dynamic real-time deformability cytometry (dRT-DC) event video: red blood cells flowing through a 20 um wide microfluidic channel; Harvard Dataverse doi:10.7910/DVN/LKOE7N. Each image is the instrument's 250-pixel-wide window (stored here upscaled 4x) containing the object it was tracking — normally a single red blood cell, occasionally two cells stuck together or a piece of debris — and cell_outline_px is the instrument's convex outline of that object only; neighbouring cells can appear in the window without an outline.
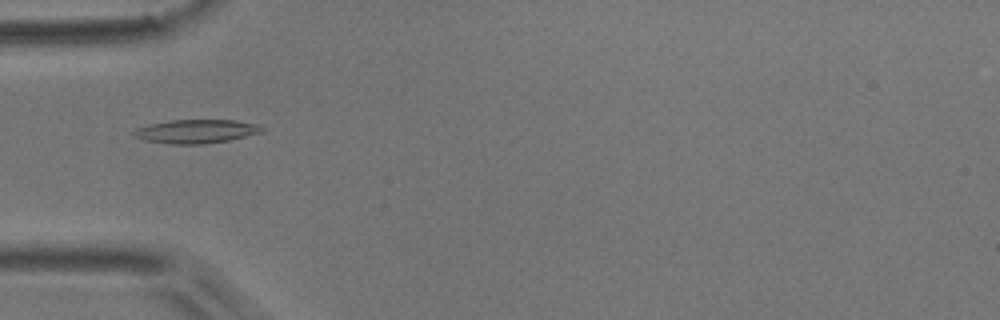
{"species": "common noctule bat (a hibernating species)", "species_latin": "Nyctalus noctula", "temperature_condition": "room temperature", "stored_images_in_passage": 6, "camera_frame_rate_fps": 3000, "um_per_image_px": 0.085, "animal": {"sex": "male", "body_mass_g": 17.9}, "frame": {"image": 1, "passage_image": 4, "time_ms": 1.0, "image_size_px": [1000, 320], "cell_outline_px": [[268, 128], [264, 132], [228, 140], [200, 144], [172, 144], [144, 140], [132, 136], [132, 132], [136, 128], [152, 124], [172, 120], [232, 120], [256, 124]], "centroid_in_image_um": [16.69, 11.16], "position_along_channel_um": 68.3, "area_um2": 17.63}}
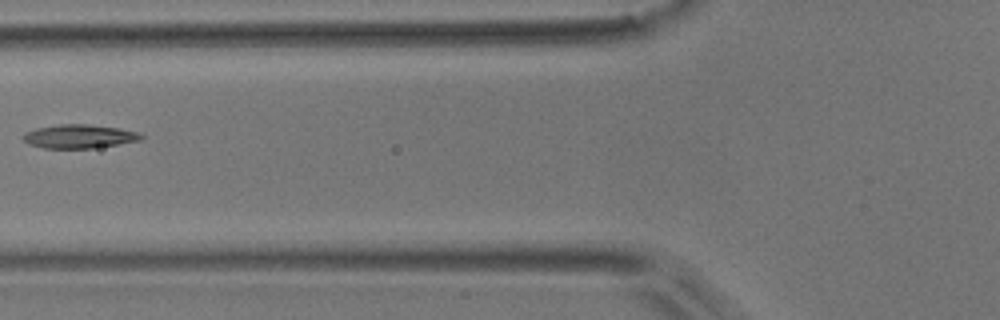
{"frame": {"image": 2, "passage_image": 5, "time_ms": 1.333, "image_size_px": [1000, 320], "cell_outline_px": [[144, 140], [92, 148], [44, 148], [28, 144], [24, 140], [24, 132], [36, 128], [60, 124], [88, 124], [120, 128], [136, 132], [144, 136]], "centroid_in_image_um": [6.75, 11.59], "position_along_channel_um": 119.1, "area_um2": 16.3}}
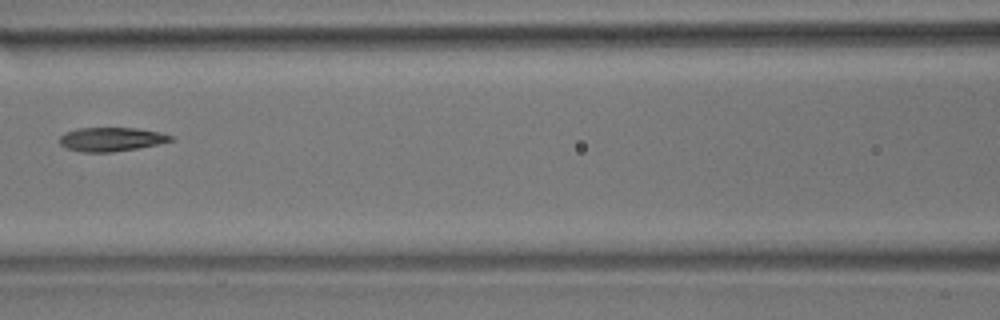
{"frame": {"image": 3, "passage_image": 6, "time_ms": 1.667, "image_size_px": [1000, 320], "cell_outline_px": [[176, 140], [136, 148], [112, 152], [80, 152], [64, 148], [60, 144], [60, 136], [64, 132], [76, 128], [136, 128], [160, 132], [172, 136]], "centroid_in_image_um": [9.41, 11.84], "position_along_channel_um": 157.2, "area_um2": 15.55}}